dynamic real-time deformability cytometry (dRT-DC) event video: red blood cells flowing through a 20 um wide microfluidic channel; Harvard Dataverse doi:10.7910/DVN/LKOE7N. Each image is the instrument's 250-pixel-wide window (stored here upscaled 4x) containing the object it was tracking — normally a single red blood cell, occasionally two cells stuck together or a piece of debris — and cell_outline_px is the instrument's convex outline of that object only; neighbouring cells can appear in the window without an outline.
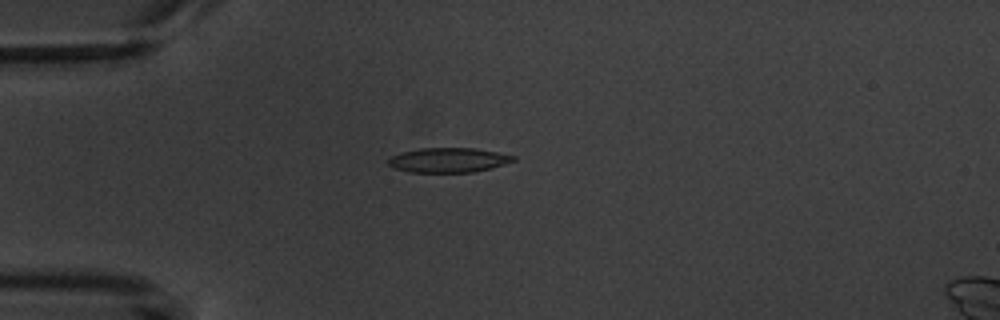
{"species": "common noctule bat (a hibernating species)", "species_latin": "Nyctalus noctula", "temperature_condition": "warm", "stored_images_in_passage": 8, "camera_frame_rate_fps": 3000, "um_per_image_px": 0.085, "animal": {"sex": "male", "body_mass_g": 20.1, "forearm_length_mm": 53.5}, "frame": {"image": 1, "passage_image": 5, "time_ms": 4.667, "image_size_px": [1000, 320], "cell_outline_px": [[516, 160], [492, 168], [472, 172], [408, 172], [396, 168], [388, 164], [388, 160], [392, 156], [404, 152], [420, 148], [476, 148], [516, 156]], "centroid_in_image_um": [38.15, 13.61], "position_along_channel_um": 46.9, "area_um2": 17.8}}